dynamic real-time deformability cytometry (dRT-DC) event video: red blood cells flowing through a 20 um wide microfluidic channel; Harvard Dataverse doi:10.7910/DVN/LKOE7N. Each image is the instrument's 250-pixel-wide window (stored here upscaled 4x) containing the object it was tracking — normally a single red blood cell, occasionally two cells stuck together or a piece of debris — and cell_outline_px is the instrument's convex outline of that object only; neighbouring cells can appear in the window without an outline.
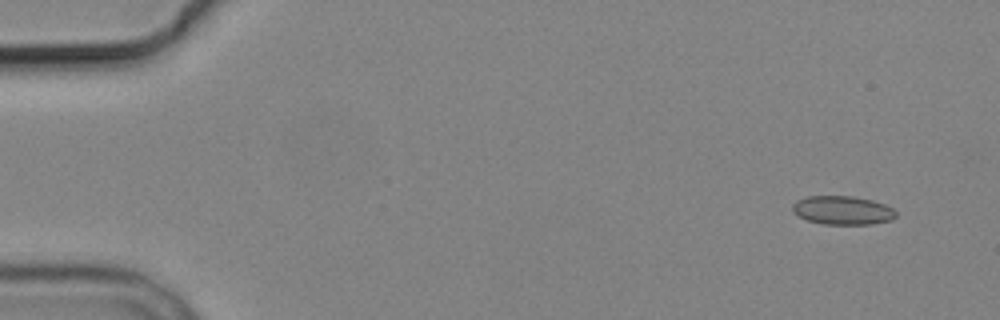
{"species": "common noctule bat (a hibernating species)", "species_latin": "Nyctalus noctula", "temperature_condition": "cold", "stored_images_in_passage": 4, "camera_frame_rate_fps": 3000, "um_per_image_px": 0.085, "animal": {"sex": "male", "body_mass_g": 19.2, "forearm_length_mm": 51.8}, "frame": {"image": 1, "passage_image": 1, "time_ms": 0.0, "image_size_px": [1000, 320], "cell_outline_px": [[896, 216], [892, 220], [872, 224], [824, 224], [808, 220], [792, 212], [792, 204], [796, 200], [808, 196], [852, 196], [872, 200], [884, 204], [892, 208], [896, 212]], "centroid_in_image_um": [71.62, 17.87], "position_along_channel_um": 13.4, "area_um2": 17.28}}
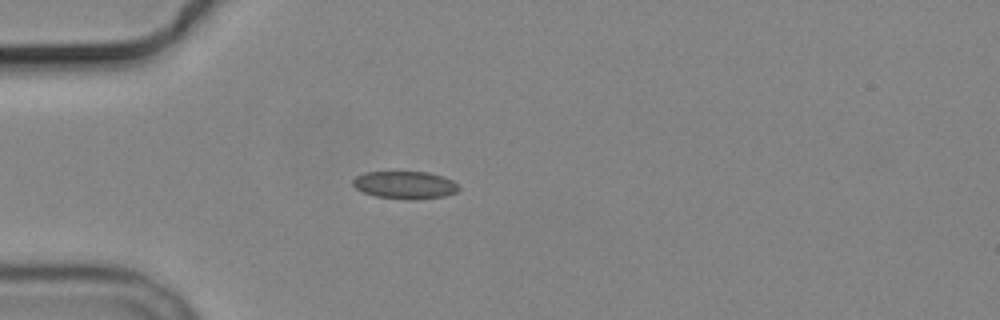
{"frame": {"image": 2, "passage_image": 4, "time_ms": 4.0, "image_size_px": [1000, 320], "cell_outline_px": [[460, 188], [456, 192], [444, 196], [416, 200], [408, 200], [376, 196], [364, 192], [356, 188], [352, 184], [352, 180], [356, 176], [364, 172], [428, 172], [444, 176], [452, 180]], "centroid_in_image_um": [34.43, 15.72], "position_along_channel_um": 50.6, "area_um2": 17.11}}